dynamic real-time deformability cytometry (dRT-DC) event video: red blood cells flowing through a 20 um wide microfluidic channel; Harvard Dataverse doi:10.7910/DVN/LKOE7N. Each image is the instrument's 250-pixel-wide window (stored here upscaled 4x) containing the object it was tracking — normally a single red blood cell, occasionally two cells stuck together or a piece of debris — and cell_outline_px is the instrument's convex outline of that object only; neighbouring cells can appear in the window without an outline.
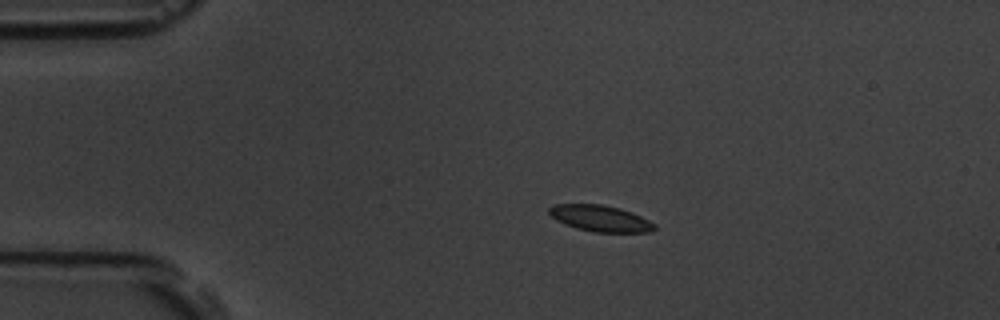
{"species": "common noctule bat (a hibernating species)", "species_latin": "Nyctalus noctula", "temperature_condition": "room temperature", "stored_images_in_passage": 5, "camera_frame_rate_fps": 3000, "um_per_image_px": 0.085, "animal": {"sex": "male", "body_mass_g": 19.5, "forearm_length_mm": 54.6}, "frame": {"image": 1, "passage_image": 2, "time_ms": 0.333, "image_size_px": [1000, 320], "cell_outline_px": [[656, 228], [652, 232], [592, 232], [576, 228], [564, 224], [556, 220], [548, 212], [548, 208], [556, 204], [600, 204], [620, 208], [632, 212], [656, 224]], "centroid_in_image_um": [51.03, 18.57], "position_along_channel_um": 34.0, "area_um2": 16.18}}
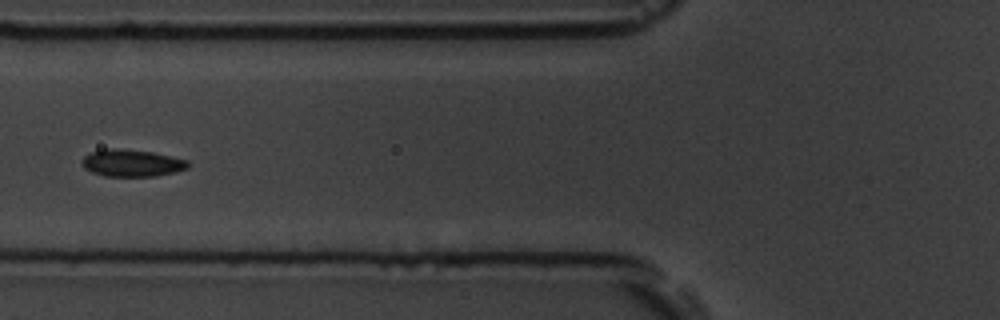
{"frame": {"image": 2, "passage_image": 5, "time_ms": 1.333, "image_size_px": [1000, 320], "cell_outline_px": [[188, 168], [176, 172], [156, 176], [104, 176], [92, 172], [84, 168], [80, 160], [84, 156], [92, 152], [112, 148], [116, 148], [152, 152], [188, 160]], "centroid_in_image_um": [11.2, 13.87], "position_along_channel_um": 114.6, "area_um2": 16.65}}